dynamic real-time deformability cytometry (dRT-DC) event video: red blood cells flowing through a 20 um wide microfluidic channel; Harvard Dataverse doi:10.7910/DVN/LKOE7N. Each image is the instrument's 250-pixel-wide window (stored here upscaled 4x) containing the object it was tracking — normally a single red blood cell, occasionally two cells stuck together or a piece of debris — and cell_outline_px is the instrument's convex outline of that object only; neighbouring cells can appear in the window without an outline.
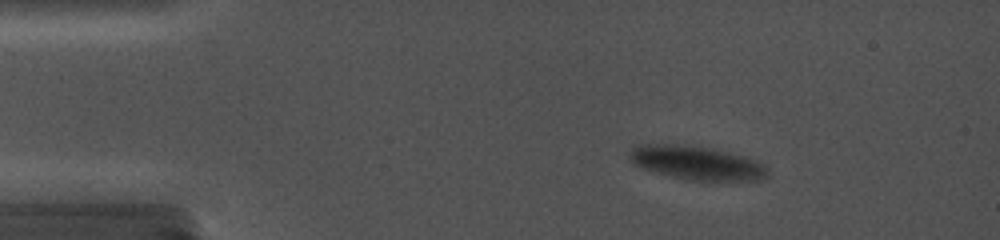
{"species": "common noctule bat (a hibernating species)", "species_latin": "Nyctalus noctula", "temperature_condition": "cold", "stored_images_in_passage": 7, "camera_frame_rate_fps": 5000, "um_per_image_px": 0.085, "animal": {"sex": "female", "body_mass_g": 19.0, "forearm_length_mm": 56.7}, "frame": {"image": 1, "passage_image": 2, "time_ms": 1.0, "image_size_px": [1000, 240], "cell_outline_px": [[768, 176], [760, 180], [692, 180], [672, 176], [640, 168], [628, 156], [632, 148], [640, 144], [676, 144], [712, 148], [744, 156], [756, 160], [764, 164], [768, 168]], "centroid_in_image_um": [59.24, 13.83], "position_along_channel_um": 25.8, "area_um2": 26.99}}
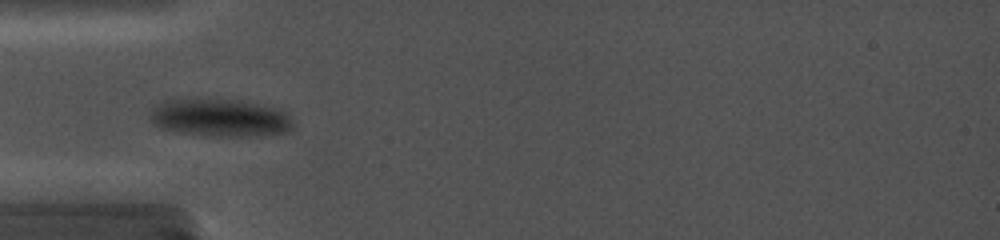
{"frame": {"image": 2, "passage_image": 6, "time_ms": 4.2, "image_size_px": [1000, 240], "cell_outline_px": [[292, 128], [288, 132], [248, 136], [220, 136], [184, 132], [160, 128], [148, 116], [152, 108], [156, 104], [164, 100], [192, 96], [236, 100], [276, 108], [284, 112], [292, 120]], "centroid_in_image_um": [18.63, 9.96], "position_along_channel_um": 66.4, "area_um2": 31.67}}